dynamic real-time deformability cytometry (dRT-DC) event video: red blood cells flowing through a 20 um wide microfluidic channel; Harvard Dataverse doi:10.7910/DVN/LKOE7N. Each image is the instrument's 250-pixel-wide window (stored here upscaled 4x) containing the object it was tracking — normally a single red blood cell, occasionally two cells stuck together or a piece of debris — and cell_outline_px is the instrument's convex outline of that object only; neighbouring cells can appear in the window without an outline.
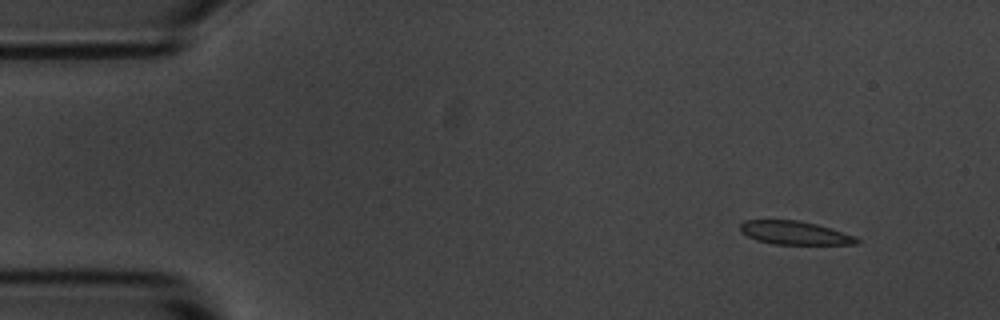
{"species": "common noctule bat (a hibernating species)", "species_latin": "Nyctalus noctula", "temperature_condition": "room temperature", "stored_images_in_passage": 4, "camera_frame_rate_fps": 3000, "um_per_image_px": 0.085, "animal": {"sex": "male", "body_mass_g": 20.1, "forearm_length_mm": 53.5}, "frame": {"image": 1, "passage_image": 1, "time_ms": 0.0, "image_size_px": [1000, 320], "cell_outline_px": [[860, 244], [776, 244], [756, 240], [740, 232], [740, 224], [744, 220], [800, 220], [832, 228], [856, 236], [860, 240]], "centroid_in_image_um": [67.57, 19.79], "position_along_channel_um": 17.4, "area_um2": 16.01}}
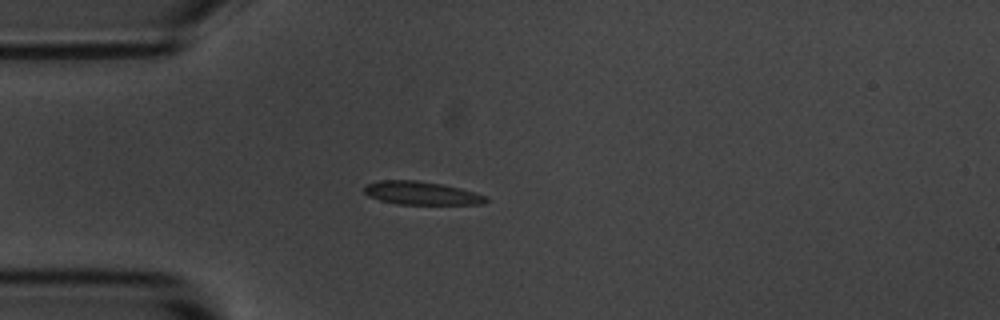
{"frame": {"image": 2, "passage_image": 3, "time_ms": 3.0, "image_size_px": [1000, 320], "cell_outline_px": [[488, 200], [484, 204], [396, 204], [380, 200], [368, 196], [364, 192], [364, 188], [368, 184], [380, 180], [416, 180], [440, 184], [460, 188], [476, 192], [488, 196]], "centroid_in_image_um": [35.84, 16.42], "position_along_channel_um": 49.2, "area_um2": 16.47}}